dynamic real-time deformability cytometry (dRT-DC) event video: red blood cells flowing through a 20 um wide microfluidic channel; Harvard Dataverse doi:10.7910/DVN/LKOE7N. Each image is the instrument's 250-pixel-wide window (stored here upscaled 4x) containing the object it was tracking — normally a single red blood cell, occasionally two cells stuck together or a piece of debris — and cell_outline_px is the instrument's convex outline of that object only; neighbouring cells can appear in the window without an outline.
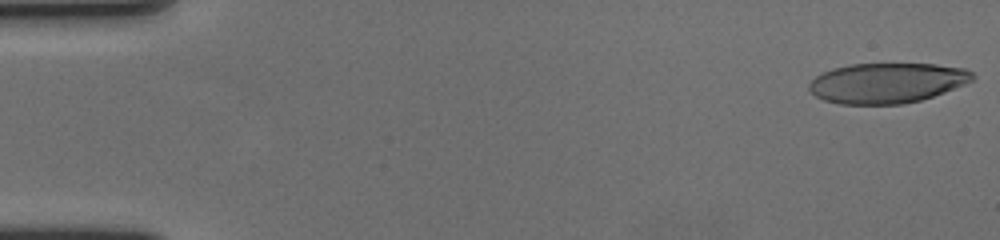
{"species": "human", "species_latin": "Homo sapiens", "temperature_condition": "cold", "stored_images_in_passage": 58, "camera_frame_rate_fps": 3000, "um_per_image_px": 0.085, "donor": {"sex": "female"}, "frame": {"image": 1, "passage_image": 1, "time_ms": 0.0, "image_size_px": [1000, 240], "cell_outline_px": [[976, 76], [972, 80], [964, 84], [944, 92], [920, 100], [904, 104], [840, 104], [824, 100], [816, 96], [808, 88], [808, 84], [816, 76], [832, 68], [852, 64], [936, 64], [964, 68], [972, 72]], "centroid_in_image_um": [75.39, 7.05], "position_along_channel_um": 9.6, "area_um2": 38.15}}
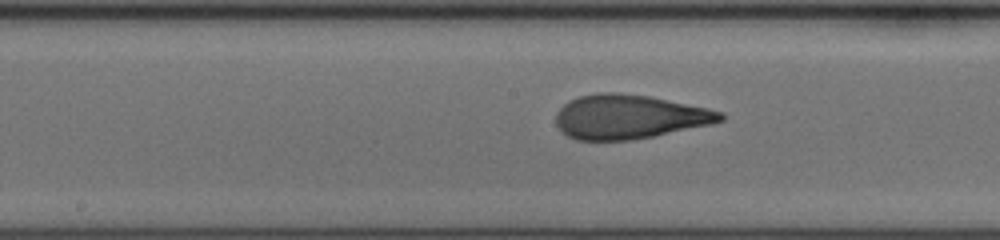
{"frame": {"image": 2, "passage_image": 30, "time_ms": 9.667, "image_size_px": [1000, 240], "cell_outline_px": [[724, 120], [712, 124], [652, 136], [628, 140], [576, 140], [568, 136], [556, 124], [556, 112], [568, 100], [580, 96], [596, 92], [620, 92], [648, 96], [708, 108], [724, 112]], "centroid_in_image_um": [53.47, 9.91], "position_along_channel_um": 194.7, "area_um2": 42.25}}
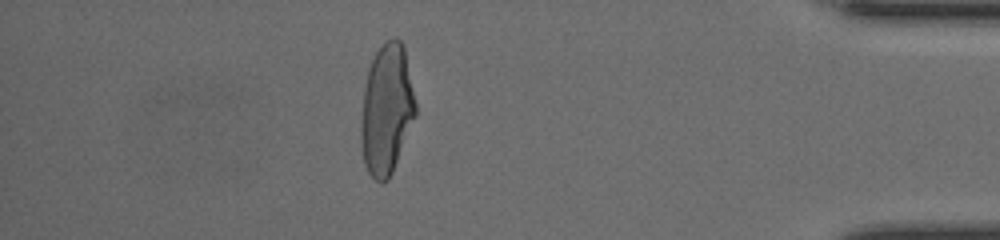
{"frame": {"image": 3, "passage_image": 51, "time_ms": 16.667, "image_size_px": [1000, 240], "cell_outline_px": [[416, 116], [392, 172], [388, 180], [380, 184], [368, 172], [364, 164], [360, 140], [360, 120], [364, 88], [368, 68], [376, 52], [392, 36], [396, 36], [400, 40], [404, 48], [416, 104]], "centroid_in_image_um": [32.85, 9.33], "position_along_channel_um": 402.4, "area_um2": 41.44}, "authors_computed_cell_mechanics": {"area_um2": 41.905, "velocity_mm_per_s": 3.5787, "shape_relaxation_time_tau1_ms": 6.8969, "shape_relaxation_time_tau2_ms": 1.2575, "deformation_change_tau1": 0.2728, "deformation_change_tau2": 0.0842}}